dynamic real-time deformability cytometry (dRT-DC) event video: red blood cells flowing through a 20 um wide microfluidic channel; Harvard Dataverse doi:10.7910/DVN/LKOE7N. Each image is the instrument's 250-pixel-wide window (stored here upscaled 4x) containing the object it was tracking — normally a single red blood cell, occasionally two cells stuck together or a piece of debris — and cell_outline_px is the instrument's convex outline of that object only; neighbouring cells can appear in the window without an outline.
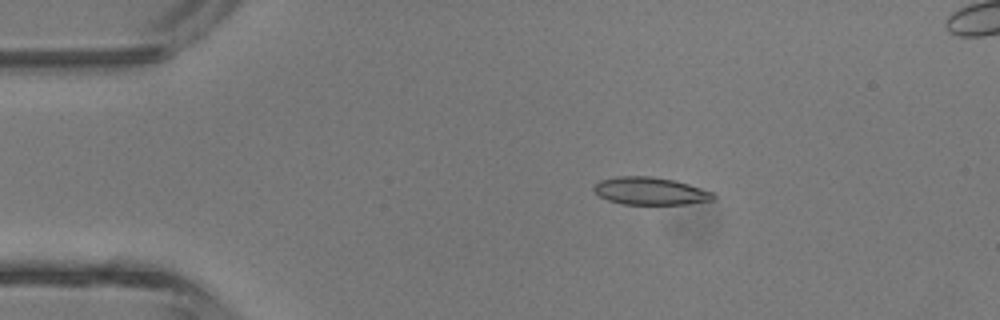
{"species": "common noctule bat (a hibernating species)", "species_latin": "Nyctalus noctula", "temperature_condition": "room temperature", "stored_images_in_passage": 4, "camera_frame_rate_fps": 3000, "um_per_image_px": 0.085, "animal": {"sex": "male", "body_mass_g": 13.3}, "frame": {"image": 1, "passage_image": 2, "time_ms": 1.0, "image_size_px": [1000, 320], "cell_outline_px": [[716, 200], [684, 204], [620, 204], [608, 200], [600, 196], [592, 188], [600, 180], [616, 176], [648, 176], [676, 180], [712, 192], [716, 196]], "centroid_in_image_um": [55.28, 16.24], "position_along_channel_um": 29.7, "area_um2": 19.19}}